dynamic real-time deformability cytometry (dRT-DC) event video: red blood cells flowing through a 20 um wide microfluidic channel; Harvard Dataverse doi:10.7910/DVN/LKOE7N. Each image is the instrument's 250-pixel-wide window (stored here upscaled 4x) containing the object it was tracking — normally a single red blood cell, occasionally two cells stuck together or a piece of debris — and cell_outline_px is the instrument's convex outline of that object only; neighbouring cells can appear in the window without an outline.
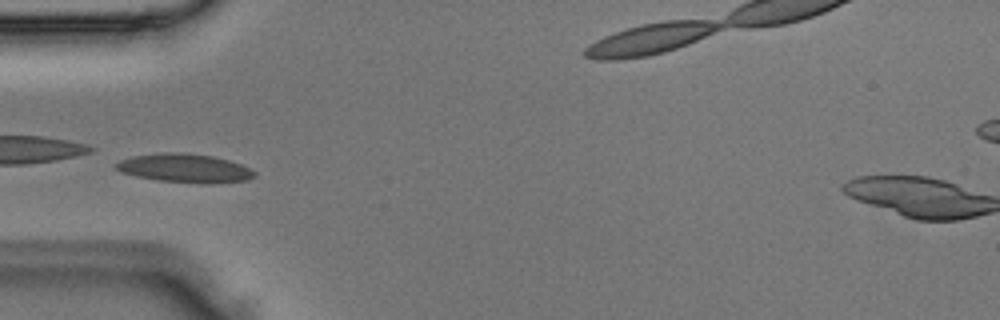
{"species": "Egyptian fruit bat (a non-hibernating species)", "species_latin": "Rousettus aegyptiacus", "temperature_condition": "room temperature", "stored_images_in_passage": 6, "segment_of_instrument_passage": [1, 2], "camera_frame_rate_fps": 3000, "um_per_image_px": 0.085, "animal": {"sex": "male"}, "frame": {"image": 1, "passage_image": 4, "time_ms": 1.0, "image_size_px": [1000, 320], "cell_outline_px": [[256, 176], [248, 180], [212, 184], [200, 184], [156, 180], [136, 176], [120, 172], [112, 164], [120, 160], [132, 156], [160, 152], [184, 152], [212, 156], [228, 160], [240, 164], [256, 172]], "centroid_in_image_um": [15.68, 14.3], "position_along_channel_um": 69.3, "area_um2": 23.52}}
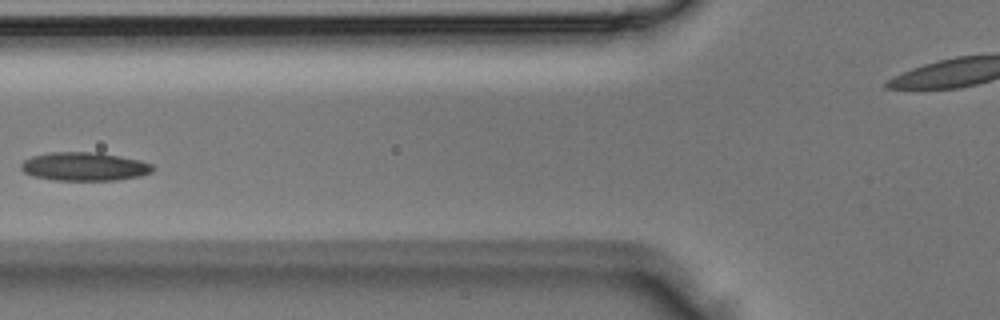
{"frame": {"image": 2, "passage_image": 5, "time_ms": 1.333, "image_size_px": [1000, 320], "cell_outline_px": [[156, 168], [152, 172], [140, 176], [116, 180], [56, 180], [32, 176], [24, 172], [20, 168], [20, 164], [24, 160], [32, 156], [52, 152], [100, 152], [140, 160], [152, 164]], "centroid_in_image_um": [7.19, 14.15], "position_along_channel_um": 118.6, "area_um2": 22.02}}